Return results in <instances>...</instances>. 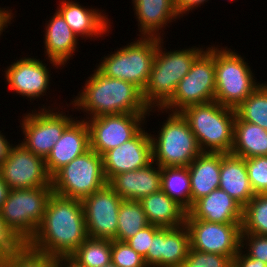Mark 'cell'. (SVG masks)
<instances>
[{"label": "cell", "mask_w": 267, "mask_h": 267, "mask_svg": "<svg viewBox=\"0 0 267 267\" xmlns=\"http://www.w3.org/2000/svg\"><path fill=\"white\" fill-rule=\"evenodd\" d=\"M240 247L250 258L261 260L267 264V235L241 233Z\"/></svg>", "instance_id": "cell-38"}, {"label": "cell", "mask_w": 267, "mask_h": 267, "mask_svg": "<svg viewBox=\"0 0 267 267\" xmlns=\"http://www.w3.org/2000/svg\"><path fill=\"white\" fill-rule=\"evenodd\" d=\"M87 238L82 201L53 193L42 222L26 245L42 254L69 257Z\"/></svg>", "instance_id": "cell-1"}, {"label": "cell", "mask_w": 267, "mask_h": 267, "mask_svg": "<svg viewBox=\"0 0 267 267\" xmlns=\"http://www.w3.org/2000/svg\"><path fill=\"white\" fill-rule=\"evenodd\" d=\"M102 160L107 181L117 174L149 165L153 161L150 133L142 128L133 138L105 152Z\"/></svg>", "instance_id": "cell-17"}, {"label": "cell", "mask_w": 267, "mask_h": 267, "mask_svg": "<svg viewBox=\"0 0 267 267\" xmlns=\"http://www.w3.org/2000/svg\"><path fill=\"white\" fill-rule=\"evenodd\" d=\"M0 174L11 190L52 187L45 159L19 142L11 145L7 158L0 166Z\"/></svg>", "instance_id": "cell-13"}, {"label": "cell", "mask_w": 267, "mask_h": 267, "mask_svg": "<svg viewBox=\"0 0 267 267\" xmlns=\"http://www.w3.org/2000/svg\"><path fill=\"white\" fill-rule=\"evenodd\" d=\"M52 194V187L10 190L0 215L5 226L23 245L34 237Z\"/></svg>", "instance_id": "cell-6"}, {"label": "cell", "mask_w": 267, "mask_h": 267, "mask_svg": "<svg viewBox=\"0 0 267 267\" xmlns=\"http://www.w3.org/2000/svg\"><path fill=\"white\" fill-rule=\"evenodd\" d=\"M58 259L36 252L24 244L16 252L0 259V267H56Z\"/></svg>", "instance_id": "cell-34"}, {"label": "cell", "mask_w": 267, "mask_h": 267, "mask_svg": "<svg viewBox=\"0 0 267 267\" xmlns=\"http://www.w3.org/2000/svg\"><path fill=\"white\" fill-rule=\"evenodd\" d=\"M163 44V38H160L148 82L142 91L143 100L149 109L162 108L172 98L178 83L205 50L203 46H192L168 51L163 48Z\"/></svg>", "instance_id": "cell-3"}, {"label": "cell", "mask_w": 267, "mask_h": 267, "mask_svg": "<svg viewBox=\"0 0 267 267\" xmlns=\"http://www.w3.org/2000/svg\"><path fill=\"white\" fill-rule=\"evenodd\" d=\"M23 244L5 226L0 215V259L16 252Z\"/></svg>", "instance_id": "cell-40"}, {"label": "cell", "mask_w": 267, "mask_h": 267, "mask_svg": "<svg viewBox=\"0 0 267 267\" xmlns=\"http://www.w3.org/2000/svg\"><path fill=\"white\" fill-rule=\"evenodd\" d=\"M233 262L238 267H267V264L262 262L261 260L247 256L245 252L242 251V249H240L239 252L235 255Z\"/></svg>", "instance_id": "cell-41"}, {"label": "cell", "mask_w": 267, "mask_h": 267, "mask_svg": "<svg viewBox=\"0 0 267 267\" xmlns=\"http://www.w3.org/2000/svg\"><path fill=\"white\" fill-rule=\"evenodd\" d=\"M56 267H80L70 257H60Z\"/></svg>", "instance_id": "cell-46"}, {"label": "cell", "mask_w": 267, "mask_h": 267, "mask_svg": "<svg viewBox=\"0 0 267 267\" xmlns=\"http://www.w3.org/2000/svg\"><path fill=\"white\" fill-rule=\"evenodd\" d=\"M44 48L46 59L56 69L64 67L77 49L78 36L68 26L63 16L55 10L44 28Z\"/></svg>", "instance_id": "cell-23"}, {"label": "cell", "mask_w": 267, "mask_h": 267, "mask_svg": "<svg viewBox=\"0 0 267 267\" xmlns=\"http://www.w3.org/2000/svg\"><path fill=\"white\" fill-rule=\"evenodd\" d=\"M0 7V36L2 35L4 29L8 28V25L12 24L11 20L15 17L11 9Z\"/></svg>", "instance_id": "cell-43"}, {"label": "cell", "mask_w": 267, "mask_h": 267, "mask_svg": "<svg viewBox=\"0 0 267 267\" xmlns=\"http://www.w3.org/2000/svg\"><path fill=\"white\" fill-rule=\"evenodd\" d=\"M191 248L205 253H217L232 260L240 250L241 223H212L201 219H185Z\"/></svg>", "instance_id": "cell-14"}, {"label": "cell", "mask_w": 267, "mask_h": 267, "mask_svg": "<svg viewBox=\"0 0 267 267\" xmlns=\"http://www.w3.org/2000/svg\"><path fill=\"white\" fill-rule=\"evenodd\" d=\"M149 224L177 228L185 224L187 211L161 189L140 200Z\"/></svg>", "instance_id": "cell-27"}, {"label": "cell", "mask_w": 267, "mask_h": 267, "mask_svg": "<svg viewBox=\"0 0 267 267\" xmlns=\"http://www.w3.org/2000/svg\"><path fill=\"white\" fill-rule=\"evenodd\" d=\"M122 201L108 184L82 200L88 237L115 240Z\"/></svg>", "instance_id": "cell-15"}, {"label": "cell", "mask_w": 267, "mask_h": 267, "mask_svg": "<svg viewBox=\"0 0 267 267\" xmlns=\"http://www.w3.org/2000/svg\"><path fill=\"white\" fill-rule=\"evenodd\" d=\"M1 132L2 131H0V166L2 162L7 158L9 149L12 145V143L10 144V141H8L6 136Z\"/></svg>", "instance_id": "cell-44"}, {"label": "cell", "mask_w": 267, "mask_h": 267, "mask_svg": "<svg viewBox=\"0 0 267 267\" xmlns=\"http://www.w3.org/2000/svg\"><path fill=\"white\" fill-rule=\"evenodd\" d=\"M156 112L149 109V114H112L86 119L89 127L90 149L101 156L133 138L144 126L145 120ZM147 116V117H146Z\"/></svg>", "instance_id": "cell-12"}, {"label": "cell", "mask_w": 267, "mask_h": 267, "mask_svg": "<svg viewBox=\"0 0 267 267\" xmlns=\"http://www.w3.org/2000/svg\"><path fill=\"white\" fill-rule=\"evenodd\" d=\"M235 110L243 121L267 130V82L261 83Z\"/></svg>", "instance_id": "cell-32"}, {"label": "cell", "mask_w": 267, "mask_h": 267, "mask_svg": "<svg viewBox=\"0 0 267 267\" xmlns=\"http://www.w3.org/2000/svg\"><path fill=\"white\" fill-rule=\"evenodd\" d=\"M86 79L81 93L77 94L72 104L75 109L86 112V118L112 114H149L142 91L132 83L121 79L110 78L97 68Z\"/></svg>", "instance_id": "cell-2"}, {"label": "cell", "mask_w": 267, "mask_h": 267, "mask_svg": "<svg viewBox=\"0 0 267 267\" xmlns=\"http://www.w3.org/2000/svg\"><path fill=\"white\" fill-rule=\"evenodd\" d=\"M215 89V45H211L194 60L172 98L157 112H181L187 106L214 101Z\"/></svg>", "instance_id": "cell-10"}, {"label": "cell", "mask_w": 267, "mask_h": 267, "mask_svg": "<svg viewBox=\"0 0 267 267\" xmlns=\"http://www.w3.org/2000/svg\"><path fill=\"white\" fill-rule=\"evenodd\" d=\"M231 154L244 159L267 156V130L236 114Z\"/></svg>", "instance_id": "cell-28"}, {"label": "cell", "mask_w": 267, "mask_h": 267, "mask_svg": "<svg viewBox=\"0 0 267 267\" xmlns=\"http://www.w3.org/2000/svg\"><path fill=\"white\" fill-rule=\"evenodd\" d=\"M103 267H117V266L111 262L110 264L105 265V266H103Z\"/></svg>", "instance_id": "cell-47"}, {"label": "cell", "mask_w": 267, "mask_h": 267, "mask_svg": "<svg viewBox=\"0 0 267 267\" xmlns=\"http://www.w3.org/2000/svg\"><path fill=\"white\" fill-rule=\"evenodd\" d=\"M161 190L188 211L191 208L188 167H161Z\"/></svg>", "instance_id": "cell-29"}, {"label": "cell", "mask_w": 267, "mask_h": 267, "mask_svg": "<svg viewBox=\"0 0 267 267\" xmlns=\"http://www.w3.org/2000/svg\"><path fill=\"white\" fill-rule=\"evenodd\" d=\"M219 189L224 190L242 207L255 196L244 158L221 153Z\"/></svg>", "instance_id": "cell-25"}, {"label": "cell", "mask_w": 267, "mask_h": 267, "mask_svg": "<svg viewBox=\"0 0 267 267\" xmlns=\"http://www.w3.org/2000/svg\"><path fill=\"white\" fill-rule=\"evenodd\" d=\"M41 107H39L40 110L26 112L20 120V129L24 135L21 144L35 155L46 159L75 117L65 115L66 113L60 112L59 108L57 112L56 107L51 109L50 106L43 105Z\"/></svg>", "instance_id": "cell-11"}, {"label": "cell", "mask_w": 267, "mask_h": 267, "mask_svg": "<svg viewBox=\"0 0 267 267\" xmlns=\"http://www.w3.org/2000/svg\"><path fill=\"white\" fill-rule=\"evenodd\" d=\"M80 267H103L111 263V240L88 237L69 256Z\"/></svg>", "instance_id": "cell-31"}, {"label": "cell", "mask_w": 267, "mask_h": 267, "mask_svg": "<svg viewBox=\"0 0 267 267\" xmlns=\"http://www.w3.org/2000/svg\"><path fill=\"white\" fill-rule=\"evenodd\" d=\"M245 164L254 194H267V156L246 158Z\"/></svg>", "instance_id": "cell-35"}, {"label": "cell", "mask_w": 267, "mask_h": 267, "mask_svg": "<svg viewBox=\"0 0 267 267\" xmlns=\"http://www.w3.org/2000/svg\"><path fill=\"white\" fill-rule=\"evenodd\" d=\"M76 119L65 129L45 159L47 173L52 177L59 169L90 149L89 127Z\"/></svg>", "instance_id": "cell-19"}, {"label": "cell", "mask_w": 267, "mask_h": 267, "mask_svg": "<svg viewBox=\"0 0 267 267\" xmlns=\"http://www.w3.org/2000/svg\"><path fill=\"white\" fill-rule=\"evenodd\" d=\"M132 4L140 37L162 38L166 25L181 17L174 0H132Z\"/></svg>", "instance_id": "cell-24"}, {"label": "cell", "mask_w": 267, "mask_h": 267, "mask_svg": "<svg viewBox=\"0 0 267 267\" xmlns=\"http://www.w3.org/2000/svg\"><path fill=\"white\" fill-rule=\"evenodd\" d=\"M241 233L267 235V194H255L243 207Z\"/></svg>", "instance_id": "cell-33"}, {"label": "cell", "mask_w": 267, "mask_h": 267, "mask_svg": "<svg viewBox=\"0 0 267 267\" xmlns=\"http://www.w3.org/2000/svg\"><path fill=\"white\" fill-rule=\"evenodd\" d=\"M10 190L11 189L8 187L7 183L3 180L2 175L0 174V209L8 197Z\"/></svg>", "instance_id": "cell-45"}, {"label": "cell", "mask_w": 267, "mask_h": 267, "mask_svg": "<svg viewBox=\"0 0 267 267\" xmlns=\"http://www.w3.org/2000/svg\"><path fill=\"white\" fill-rule=\"evenodd\" d=\"M79 3L72 0H61L56 10L63 16L78 38H102L103 34L107 36L106 33L109 34V31L112 30L108 15L99 9L86 8Z\"/></svg>", "instance_id": "cell-20"}, {"label": "cell", "mask_w": 267, "mask_h": 267, "mask_svg": "<svg viewBox=\"0 0 267 267\" xmlns=\"http://www.w3.org/2000/svg\"><path fill=\"white\" fill-rule=\"evenodd\" d=\"M243 207L224 190L216 189L198 199L187 211L185 219H201L212 223H242Z\"/></svg>", "instance_id": "cell-22"}, {"label": "cell", "mask_w": 267, "mask_h": 267, "mask_svg": "<svg viewBox=\"0 0 267 267\" xmlns=\"http://www.w3.org/2000/svg\"><path fill=\"white\" fill-rule=\"evenodd\" d=\"M160 38L139 37L137 40L118 48L102 57L96 68L105 76L121 79L144 90ZM130 44V45H129Z\"/></svg>", "instance_id": "cell-7"}, {"label": "cell", "mask_w": 267, "mask_h": 267, "mask_svg": "<svg viewBox=\"0 0 267 267\" xmlns=\"http://www.w3.org/2000/svg\"><path fill=\"white\" fill-rule=\"evenodd\" d=\"M148 225L141 202L123 200L118 212V227L115 240L126 241Z\"/></svg>", "instance_id": "cell-30"}, {"label": "cell", "mask_w": 267, "mask_h": 267, "mask_svg": "<svg viewBox=\"0 0 267 267\" xmlns=\"http://www.w3.org/2000/svg\"><path fill=\"white\" fill-rule=\"evenodd\" d=\"M107 184L102 156L92 149L73 159L51 177L54 194L81 201Z\"/></svg>", "instance_id": "cell-9"}, {"label": "cell", "mask_w": 267, "mask_h": 267, "mask_svg": "<svg viewBox=\"0 0 267 267\" xmlns=\"http://www.w3.org/2000/svg\"><path fill=\"white\" fill-rule=\"evenodd\" d=\"M42 62L26 56L12 62L4 71L9 90L16 92L17 96L29 98L30 102L47 95L52 77L47 64Z\"/></svg>", "instance_id": "cell-16"}, {"label": "cell", "mask_w": 267, "mask_h": 267, "mask_svg": "<svg viewBox=\"0 0 267 267\" xmlns=\"http://www.w3.org/2000/svg\"><path fill=\"white\" fill-rule=\"evenodd\" d=\"M244 58L225 47H215V101L236 109L260 85Z\"/></svg>", "instance_id": "cell-8"}, {"label": "cell", "mask_w": 267, "mask_h": 267, "mask_svg": "<svg viewBox=\"0 0 267 267\" xmlns=\"http://www.w3.org/2000/svg\"><path fill=\"white\" fill-rule=\"evenodd\" d=\"M208 0H174L175 7L179 15L183 18V15L189 14V12L200 7L204 2Z\"/></svg>", "instance_id": "cell-42"}, {"label": "cell", "mask_w": 267, "mask_h": 267, "mask_svg": "<svg viewBox=\"0 0 267 267\" xmlns=\"http://www.w3.org/2000/svg\"><path fill=\"white\" fill-rule=\"evenodd\" d=\"M188 121L203 153L232 151L236 110L217 101L190 105L180 112Z\"/></svg>", "instance_id": "cell-4"}, {"label": "cell", "mask_w": 267, "mask_h": 267, "mask_svg": "<svg viewBox=\"0 0 267 267\" xmlns=\"http://www.w3.org/2000/svg\"><path fill=\"white\" fill-rule=\"evenodd\" d=\"M111 262L117 267H147L126 241L111 240Z\"/></svg>", "instance_id": "cell-36"}, {"label": "cell", "mask_w": 267, "mask_h": 267, "mask_svg": "<svg viewBox=\"0 0 267 267\" xmlns=\"http://www.w3.org/2000/svg\"><path fill=\"white\" fill-rule=\"evenodd\" d=\"M233 260L217 253L200 252L190 247L188 255L180 267H229Z\"/></svg>", "instance_id": "cell-37"}, {"label": "cell", "mask_w": 267, "mask_h": 267, "mask_svg": "<svg viewBox=\"0 0 267 267\" xmlns=\"http://www.w3.org/2000/svg\"><path fill=\"white\" fill-rule=\"evenodd\" d=\"M160 228L161 227L149 224L137 232L134 236L127 239L126 242L135 252L144 258L147 255L154 234Z\"/></svg>", "instance_id": "cell-39"}, {"label": "cell", "mask_w": 267, "mask_h": 267, "mask_svg": "<svg viewBox=\"0 0 267 267\" xmlns=\"http://www.w3.org/2000/svg\"><path fill=\"white\" fill-rule=\"evenodd\" d=\"M190 247V234L185 224L177 228H160L143 259L147 267H180Z\"/></svg>", "instance_id": "cell-18"}, {"label": "cell", "mask_w": 267, "mask_h": 267, "mask_svg": "<svg viewBox=\"0 0 267 267\" xmlns=\"http://www.w3.org/2000/svg\"><path fill=\"white\" fill-rule=\"evenodd\" d=\"M229 267H238L234 262Z\"/></svg>", "instance_id": "cell-48"}, {"label": "cell", "mask_w": 267, "mask_h": 267, "mask_svg": "<svg viewBox=\"0 0 267 267\" xmlns=\"http://www.w3.org/2000/svg\"><path fill=\"white\" fill-rule=\"evenodd\" d=\"M108 185L123 200L140 201L161 189V167L152 161L138 170L113 176Z\"/></svg>", "instance_id": "cell-21"}, {"label": "cell", "mask_w": 267, "mask_h": 267, "mask_svg": "<svg viewBox=\"0 0 267 267\" xmlns=\"http://www.w3.org/2000/svg\"><path fill=\"white\" fill-rule=\"evenodd\" d=\"M165 112L169 115L158 134H150L152 160L160 167H188L202 151L183 115Z\"/></svg>", "instance_id": "cell-5"}, {"label": "cell", "mask_w": 267, "mask_h": 267, "mask_svg": "<svg viewBox=\"0 0 267 267\" xmlns=\"http://www.w3.org/2000/svg\"><path fill=\"white\" fill-rule=\"evenodd\" d=\"M221 153H201L188 166L191 207L220 185Z\"/></svg>", "instance_id": "cell-26"}]
</instances>
